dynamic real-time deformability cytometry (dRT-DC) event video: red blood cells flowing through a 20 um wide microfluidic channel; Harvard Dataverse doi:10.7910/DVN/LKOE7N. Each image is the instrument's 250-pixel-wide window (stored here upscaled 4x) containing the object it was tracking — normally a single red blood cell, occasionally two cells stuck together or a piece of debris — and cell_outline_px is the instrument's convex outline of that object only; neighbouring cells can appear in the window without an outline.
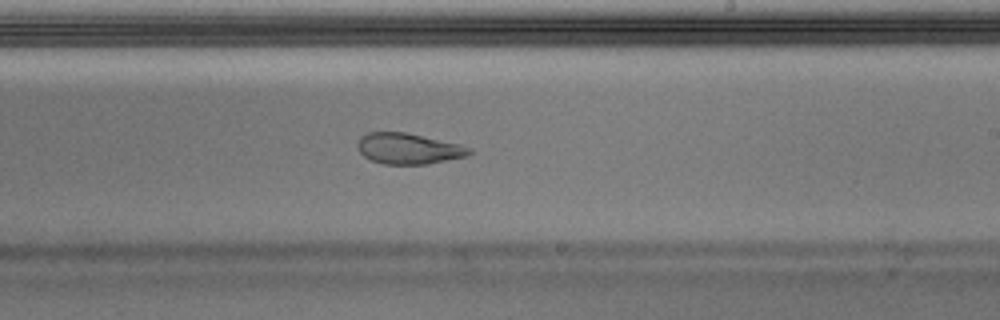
{"species": "Egyptian fruit bat (a non-hibernating species)", "species_latin": "Rousettus aegyptiacus", "temperature_condition": "warm", "stored_images_in_passage": 48, "segment_of_instrument_passage": [1, 2], "camera_frame_rate_fps": 3000, "um_per_image_px": 0.085, "animal": {"sex": "male"}, "frame": {"image": 1, "passage_image": 28, "time_ms": 9.0, "image_size_px": [1000, 320], "cell_outline_px": [[472, 152], [468, 156], [428, 164], [384, 164], [372, 160], [364, 156], [360, 152], [356, 144], [360, 136], [368, 132], [408, 132], [460, 144], [472, 148]], "centroid_in_image_um": [34.73, 12.62], "position_along_channel_um": 254.3, "area_um2": 20.29}}